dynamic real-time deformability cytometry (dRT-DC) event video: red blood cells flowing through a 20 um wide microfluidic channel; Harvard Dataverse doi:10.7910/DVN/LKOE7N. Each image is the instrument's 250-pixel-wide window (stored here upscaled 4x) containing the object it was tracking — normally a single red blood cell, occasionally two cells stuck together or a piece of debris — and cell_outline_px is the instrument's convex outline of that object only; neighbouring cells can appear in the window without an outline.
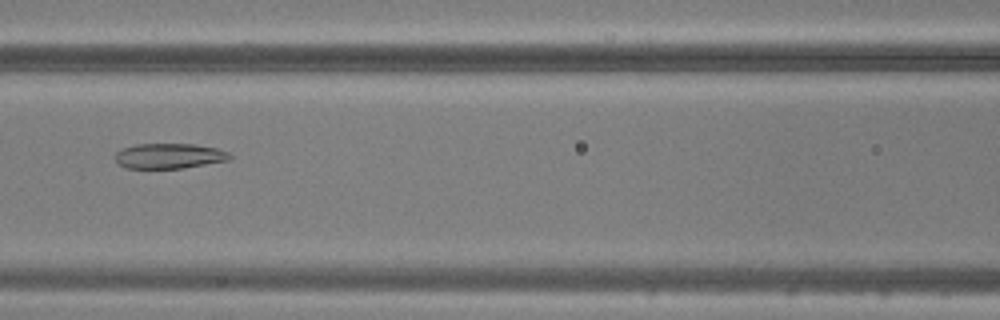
{"species": "common noctule bat (a hibernating species)", "species_latin": "Nyctalus noctula", "temperature_condition": "warm", "stored_images_in_passage": 29, "camera_frame_rate_fps": 3000, "um_per_image_px": 0.085, "animal": {"sex": "male", "body_mass_g": 20.5, "forearm_length_mm": 52.5}, "frame": {"image": 1, "passage_image": 13, "time_ms": 4.0, "image_size_px": [1000, 320], "cell_outline_px": [[232, 156], [228, 160], [184, 168], [124, 168], [112, 156], [120, 148], [136, 144], [192, 144], [216, 148], [228, 152]], "centroid_in_image_um": [14.32, 13.25], "position_along_channel_um": 152.3, "area_um2": 16.88}}
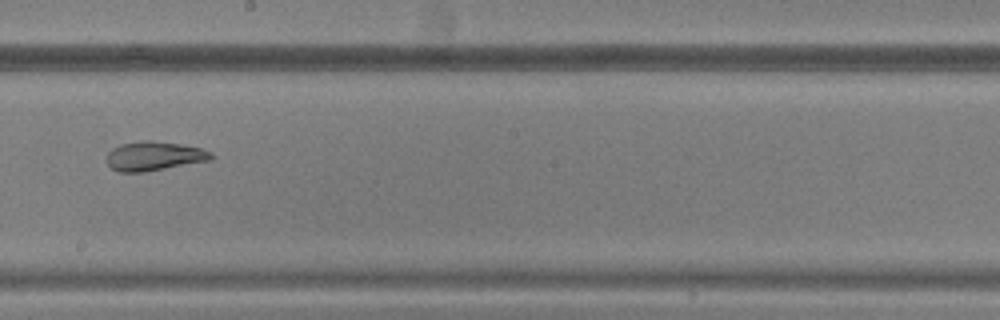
{"frame": {"image": 2, "passage_image": 19, "time_ms": 6.0, "image_size_px": [1000, 320], "cell_outline_px": [[212, 160], [144, 172], [116, 172], [108, 164], [108, 152], [112, 148], [120, 144], [140, 140], [148, 140], [180, 144], [200, 148], [212, 152]], "centroid_in_image_um": [13.09, 13.26], "position_along_channel_um": 235.1, "area_um2": 17.74}}
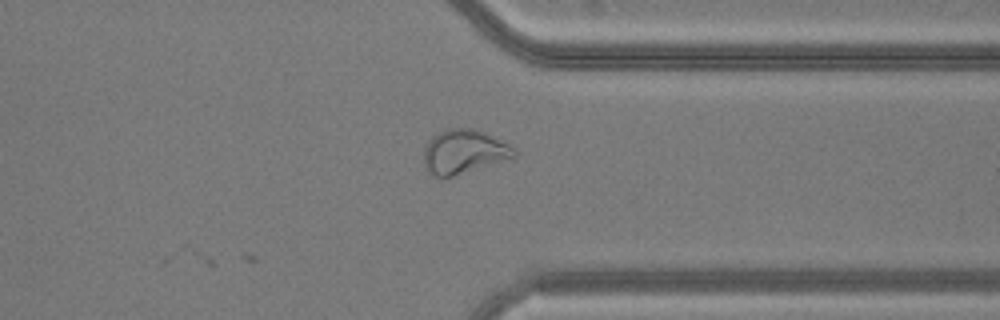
{"frame": {"image": 3, "passage_image": 29, "time_ms": 9.333, "image_size_px": [1000, 320], "cell_outline_px": [[516, 156], [452, 176], [436, 176], [428, 172], [424, 164], [424, 144], [432, 136], [448, 128], [472, 128], [484, 132], [516, 148]], "centroid_in_image_um": [39.39, 12.87], "position_along_channel_um": 372.0, "area_um2": 22.83}}